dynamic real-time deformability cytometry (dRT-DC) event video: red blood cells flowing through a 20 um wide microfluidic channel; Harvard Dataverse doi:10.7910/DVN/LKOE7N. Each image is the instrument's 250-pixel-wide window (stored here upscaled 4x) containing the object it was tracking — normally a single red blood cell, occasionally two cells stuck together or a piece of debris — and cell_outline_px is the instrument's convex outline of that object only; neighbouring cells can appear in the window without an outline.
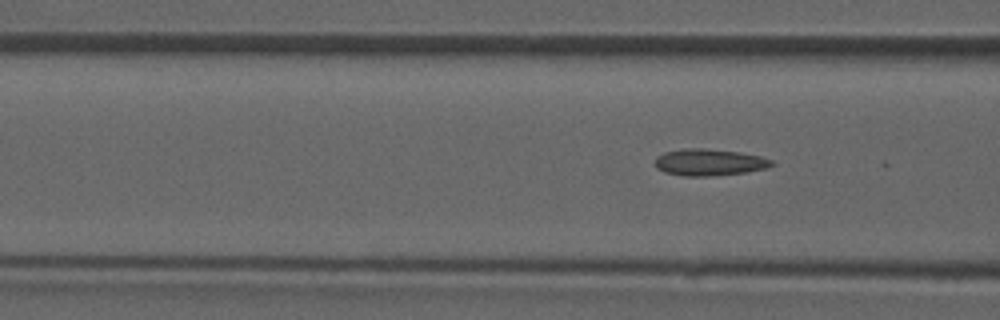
{"species": "common noctule bat (a hibernating species)", "species_latin": "Nyctalus noctula", "temperature_condition": "room temperature", "stored_images_in_passage": 5, "camera_frame_rate_fps": 3000, "um_per_image_px": 0.085, "animal": {"sex": "male", "forearm_length_mm": 52.5}, "frame": {"image": 1, "passage_image": 5, "time_ms": 5.333, "image_size_px": [1000, 320], "cell_outline_px": [[776, 164], [768, 168], [744, 172], [712, 176], [684, 176], [664, 172], [656, 168], [652, 164], [656, 156], [664, 152], [684, 148], [704, 148], [740, 152], [760, 156], [772, 160]], "centroid_in_image_um": [60.25, 13.79], "position_along_channel_um": 106.4, "area_um2": 18.44}}